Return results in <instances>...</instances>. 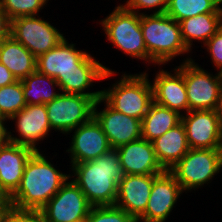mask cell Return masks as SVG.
Listing matches in <instances>:
<instances>
[{
    "instance_id": "e0dca14e",
    "label": "cell",
    "mask_w": 222,
    "mask_h": 222,
    "mask_svg": "<svg viewBox=\"0 0 222 222\" xmlns=\"http://www.w3.org/2000/svg\"><path fill=\"white\" fill-rule=\"evenodd\" d=\"M116 150L125 175H154L166 171L156 157L152 142L143 138L122 145Z\"/></svg>"
},
{
    "instance_id": "f35d334b",
    "label": "cell",
    "mask_w": 222,
    "mask_h": 222,
    "mask_svg": "<svg viewBox=\"0 0 222 222\" xmlns=\"http://www.w3.org/2000/svg\"><path fill=\"white\" fill-rule=\"evenodd\" d=\"M220 149L222 151V120H221V138H220Z\"/></svg>"
},
{
    "instance_id": "484cf974",
    "label": "cell",
    "mask_w": 222,
    "mask_h": 222,
    "mask_svg": "<svg viewBox=\"0 0 222 222\" xmlns=\"http://www.w3.org/2000/svg\"><path fill=\"white\" fill-rule=\"evenodd\" d=\"M221 0H170L166 14L178 23L189 17L205 13H219Z\"/></svg>"
},
{
    "instance_id": "8d00e7d4",
    "label": "cell",
    "mask_w": 222,
    "mask_h": 222,
    "mask_svg": "<svg viewBox=\"0 0 222 222\" xmlns=\"http://www.w3.org/2000/svg\"><path fill=\"white\" fill-rule=\"evenodd\" d=\"M222 0L219 5V29L222 30Z\"/></svg>"
},
{
    "instance_id": "4dcf8cb0",
    "label": "cell",
    "mask_w": 222,
    "mask_h": 222,
    "mask_svg": "<svg viewBox=\"0 0 222 222\" xmlns=\"http://www.w3.org/2000/svg\"><path fill=\"white\" fill-rule=\"evenodd\" d=\"M169 1L170 0H127L123 6L129 11L136 12L137 14H145V12L139 13V10H149L150 8H155L156 11H153V14H164L167 10Z\"/></svg>"
},
{
    "instance_id": "2e32d148",
    "label": "cell",
    "mask_w": 222,
    "mask_h": 222,
    "mask_svg": "<svg viewBox=\"0 0 222 222\" xmlns=\"http://www.w3.org/2000/svg\"><path fill=\"white\" fill-rule=\"evenodd\" d=\"M71 147L66 150L70 153V162L73 164L92 161L112 147L100 124L92 117L88 122L73 129Z\"/></svg>"
},
{
    "instance_id": "d6986e66",
    "label": "cell",
    "mask_w": 222,
    "mask_h": 222,
    "mask_svg": "<svg viewBox=\"0 0 222 222\" xmlns=\"http://www.w3.org/2000/svg\"><path fill=\"white\" fill-rule=\"evenodd\" d=\"M154 175H125L118 183V194L115 205L138 219L148 204Z\"/></svg>"
},
{
    "instance_id": "f546056e",
    "label": "cell",
    "mask_w": 222,
    "mask_h": 222,
    "mask_svg": "<svg viewBox=\"0 0 222 222\" xmlns=\"http://www.w3.org/2000/svg\"><path fill=\"white\" fill-rule=\"evenodd\" d=\"M0 222H44L40 210L19 209L7 203L3 209Z\"/></svg>"
},
{
    "instance_id": "44dd1931",
    "label": "cell",
    "mask_w": 222,
    "mask_h": 222,
    "mask_svg": "<svg viewBox=\"0 0 222 222\" xmlns=\"http://www.w3.org/2000/svg\"><path fill=\"white\" fill-rule=\"evenodd\" d=\"M152 144L159 163L166 171L190 150L182 122L153 140Z\"/></svg>"
},
{
    "instance_id": "30bf717a",
    "label": "cell",
    "mask_w": 222,
    "mask_h": 222,
    "mask_svg": "<svg viewBox=\"0 0 222 222\" xmlns=\"http://www.w3.org/2000/svg\"><path fill=\"white\" fill-rule=\"evenodd\" d=\"M42 17L22 16L10 21V35L36 58L53 49L65 36Z\"/></svg>"
},
{
    "instance_id": "9c48e42d",
    "label": "cell",
    "mask_w": 222,
    "mask_h": 222,
    "mask_svg": "<svg viewBox=\"0 0 222 222\" xmlns=\"http://www.w3.org/2000/svg\"><path fill=\"white\" fill-rule=\"evenodd\" d=\"M95 101L88 96L62 93L45 104L51 129L63 134L88 122L93 117Z\"/></svg>"
},
{
    "instance_id": "8fae6325",
    "label": "cell",
    "mask_w": 222,
    "mask_h": 222,
    "mask_svg": "<svg viewBox=\"0 0 222 222\" xmlns=\"http://www.w3.org/2000/svg\"><path fill=\"white\" fill-rule=\"evenodd\" d=\"M92 205L73 180L40 209L44 222H85Z\"/></svg>"
},
{
    "instance_id": "4316f807",
    "label": "cell",
    "mask_w": 222,
    "mask_h": 222,
    "mask_svg": "<svg viewBox=\"0 0 222 222\" xmlns=\"http://www.w3.org/2000/svg\"><path fill=\"white\" fill-rule=\"evenodd\" d=\"M26 105L21 80L0 87V113L8 121Z\"/></svg>"
},
{
    "instance_id": "f1b7e54d",
    "label": "cell",
    "mask_w": 222,
    "mask_h": 222,
    "mask_svg": "<svg viewBox=\"0 0 222 222\" xmlns=\"http://www.w3.org/2000/svg\"><path fill=\"white\" fill-rule=\"evenodd\" d=\"M134 218L116 205L92 206L85 222H131Z\"/></svg>"
},
{
    "instance_id": "277c9868",
    "label": "cell",
    "mask_w": 222,
    "mask_h": 222,
    "mask_svg": "<svg viewBox=\"0 0 222 222\" xmlns=\"http://www.w3.org/2000/svg\"><path fill=\"white\" fill-rule=\"evenodd\" d=\"M141 29L149 62L163 65L189 53L181 37L180 23L164 14H141Z\"/></svg>"
},
{
    "instance_id": "ac0fdd59",
    "label": "cell",
    "mask_w": 222,
    "mask_h": 222,
    "mask_svg": "<svg viewBox=\"0 0 222 222\" xmlns=\"http://www.w3.org/2000/svg\"><path fill=\"white\" fill-rule=\"evenodd\" d=\"M35 151L8 142L0 146V196L8 199L18 188L26 162Z\"/></svg>"
},
{
    "instance_id": "7402d4cb",
    "label": "cell",
    "mask_w": 222,
    "mask_h": 222,
    "mask_svg": "<svg viewBox=\"0 0 222 222\" xmlns=\"http://www.w3.org/2000/svg\"><path fill=\"white\" fill-rule=\"evenodd\" d=\"M36 57L11 35L0 43V63L5 65L17 80L36 71Z\"/></svg>"
},
{
    "instance_id": "7a4b0ae2",
    "label": "cell",
    "mask_w": 222,
    "mask_h": 222,
    "mask_svg": "<svg viewBox=\"0 0 222 222\" xmlns=\"http://www.w3.org/2000/svg\"><path fill=\"white\" fill-rule=\"evenodd\" d=\"M71 166L74 176L70 178L76 176L72 180L92 206L115 205L118 183L125 176L116 149L111 148L92 161Z\"/></svg>"
},
{
    "instance_id": "e575fe53",
    "label": "cell",
    "mask_w": 222,
    "mask_h": 222,
    "mask_svg": "<svg viewBox=\"0 0 222 222\" xmlns=\"http://www.w3.org/2000/svg\"><path fill=\"white\" fill-rule=\"evenodd\" d=\"M5 121H0V146L9 142V131L5 128Z\"/></svg>"
},
{
    "instance_id": "603a6c76",
    "label": "cell",
    "mask_w": 222,
    "mask_h": 222,
    "mask_svg": "<svg viewBox=\"0 0 222 222\" xmlns=\"http://www.w3.org/2000/svg\"><path fill=\"white\" fill-rule=\"evenodd\" d=\"M178 112L152 102L141 121L142 138L152 142L181 122Z\"/></svg>"
},
{
    "instance_id": "d4e9b609",
    "label": "cell",
    "mask_w": 222,
    "mask_h": 222,
    "mask_svg": "<svg viewBox=\"0 0 222 222\" xmlns=\"http://www.w3.org/2000/svg\"><path fill=\"white\" fill-rule=\"evenodd\" d=\"M21 81L23 94L27 105L46 104L47 102H51L52 100L56 99L61 94V92H55V86L56 88L58 87V90H60L58 82L54 78L42 74L37 70L23 78ZM43 86H52V90L50 88L48 89L47 87L44 88Z\"/></svg>"
},
{
    "instance_id": "ab89813d",
    "label": "cell",
    "mask_w": 222,
    "mask_h": 222,
    "mask_svg": "<svg viewBox=\"0 0 222 222\" xmlns=\"http://www.w3.org/2000/svg\"><path fill=\"white\" fill-rule=\"evenodd\" d=\"M7 204H0V216H1V213L3 211V209L5 208Z\"/></svg>"
},
{
    "instance_id": "ffe728a7",
    "label": "cell",
    "mask_w": 222,
    "mask_h": 222,
    "mask_svg": "<svg viewBox=\"0 0 222 222\" xmlns=\"http://www.w3.org/2000/svg\"><path fill=\"white\" fill-rule=\"evenodd\" d=\"M174 69V74L162 69L155 75L151 83L153 101L183 115L184 110L185 113L189 111L187 90L183 73L178 68Z\"/></svg>"
},
{
    "instance_id": "6da1fadb",
    "label": "cell",
    "mask_w": 222,
    "mask_h": 222,
    "mask_svg": "<svg viewBox=\"0 0 222 222\" xmlns=\"http://www.w3.org/2000/svg\"><path fill=\"white\" fill-rule=\"evenodd\" d=\"M64 38L53 49L36 59V70L54 78L60 92L91 97L95 102L101 98V90L85 92L96 80L114 76V71L98 62L90 53L75 48Z\"/></svg>"
},
{
    "instance_id": "5b68a950",
    "label": "cell",
    "mask_w": 222,
    "mask_h": 222,
    "mask_svg": "<svg viewBox=\"0 0 222 222\" xmlns=\"http://www.w3.org/2000/svg\"><path fill=\"white\" fill-rule=\"evenodd\" d=\"M148 74H123L112 87L101 90V98L115 111L142 121L153 102Z\"/></svg>"
},
{
    "instance_id": "cb8c5ba5",
    "label": "cell",
    "mask_w": 222,
    "mask_h": 222,
    "mask_svg": "<svg viewBox=\"0 0 222 222\" xmlns=\"http://www.w3.org/2000/svg\"><path fill=\"white\" fill-rule=\"evenodd\" d=\"M181 37L191 52L193 40L205 44L219 30V13H205L180 22Z\"/></svg>"
},
{
    "instance_id": "3957f363",
    "label": "cell",
    "mask_w": 222,
    "mask_h": 222,
    "mask_svg": "<svg viewBox=\"0 0 222 222\" xmlns=\"http://www.w3.org/2000/svg\"><path fill=\"white\" fill-rule=\"evenodd\" d=\"M70 175L57 171L45 155L35 151L26 162L20 184L7 203L19 209L40 210Z\"/></svg>"
},
{
    "instance_id": "8992f818",
    "label": "cell",
    "mask_w": 222,
    "mask_h": 222,
    "mask_svg": "<svg viewBox=\"0 0 222 222\" xmlns=\"http://www.w3.org/2000/svg\"><path fill=\"white\" fill-rule=\"evenodd\" d=\"M107 40L123 53L149 63V54L141 29V14L129 11L123 5L115 7L104 20H100Z\"/></svg>"
},
{
    "instance_id": "d590c367",
    "label": "cell",
    "mask_w": 222,
    "mask_h": 222,
    "mask_svg": "<svg viewBox=\"0 0 222 222\" xmlns=\"http://www.w3.org/2000/svg\"><path fill=\"white\" fill-rule=\"evenodd\" d=\"M216 112L219 114V116L222 119V85H221V89H220L219 102H218Z\"/></svg>"
},
{
    "instance_id": "b9f144b4",
    "label": "cell",
    "mask_w": 222,
    "mask_h": 222,
    "mask_svg": "<svg viewBox=\"0 0 222 222\" xmlns=\"http://www.w3.org/2000/svg\"><path fill=\"white\" fill-rule=\"evenodd\" d=\"M131 222H144L143 220H140V219H133Z\"/></svg>"
},
{
    "instance_id": "52a82bcc",
    "label": "cell",
    "mask_w": 222,
    "mask_h": 222,
    "mask_svg": "<svg viewBox=\"0 0 222 222\" xmlns=\"http://www.w3.org/2000/svg\"><path fill=\"white\" fill-rule=\"evenodd\" d=\"M222 170L221 149L190 150L168 170L183 192L196 190L208 184Z\"/></svg>"
},
{
    "instance_id": "836d02e7",
    "label": "cell",
    "mask_w": 222,
    "mask_h": 222,
    "mask_svg": "<svg viewBox=\"0 0 222 222\" xmlns=\"http://www.w3.org/2000/svg\"><path fill=\"white\" fill-rule=\"evenodd\" d=\"M17 81L16 77L10 72V70L0 63V87L12 84Z\"/></svg>"
},
{
    "instance_id": "74e56055",
    "label": "cell",
    "mask_w": 222,
    "mask_h": 222,
    "mask_svg": "<svg viewBox=\"0 0 222 222\" xmlns=\"http://www.w3.org/2000/svg\"><path fill=\"white\" fill-rule=\"evenodd\" d=\"M0 204H7V199L0 196Z\"/></svg>"
},
{
    "instance_id": "83f0119b",
    "label": "cell",
    "mask_w": 222,
    "mask_h": 222,
    "mask_svg": "<svg viewBox=\"0 0 222 222\" xmlns=\"http://www.w3.org/2000/svg\"><path fill=\"white\" fill-rule=\"evenodd\" d=\"M49 0H0V7L9 20L22 16H38Z\"/></svg>"
},
{
    "instance_id": "7c38bea8",
    "label": "cell",
    "mask_w": 222,
    "mask_h": 222,
    "mask_svg": "<svg viewBox=\"0 0 222 222\" xmlns=\"http://www.w3.org/2000/svg\"><path fill=\"white\" fill-rule=\"evenodd\" d=\"M221 117L216 110H190L181 116L193 149H220Z\"/></svg>"
},
{
    "instance_id": "60d3db41",
    "label": "cell",
    "mask_w": 222,
    "mask_h": 222,
    "mask_svg": "<svg viewBox=\"0 0 222 222\" xmlns=\"http://www.w3.org/2000/svg\"><path fill=\"white\" fill-rule=\"evenodd\" d=\"M7 121L8 119L4 118L3 115L0 113V121Z\"/></svg>"
},
{
    "instance_id": "5bb4252c",
    "label": "cell",
    "mask_w": 222,
    "mask_h": 222,
    "mask_svg": "<svg viewBox=\"0 0 222 222\" xmlns=\"http://www.w3.org/2000/svg\"><path fill=\"white\" fill-rule=\"evenodd\" d=\"M9 120H14L17 123L15 126L19 134V138H17L14 137V134L12 136L10 131L9 142L40 151L36 144L41 140L43 141L51 130L45 104L26 105Z\"/></svg>"
},
{
    "instance_id": "ba28073f",
    "label": "cell",
    "mask_w": 222,
    "mask_h": 222,
    "mask_svg": "<svg viewBox=\"0 0 222 222\" xmlns=\"http://www.w3.org/2000/svg\"><path fill=\"white\" fill-rule=\"evenodd\" d=\"M191 58H186L178 69L184 75L190 110H216L222 85V73H208Z\"/></svg>"
},
{
    "instance_id": "4fadbf2b",
    "label": "cell",
    "mask_w": 222,
    "mask_h": 222,
    "mask_svg": "<svg viewBox=\"0 0 222 222\" xmlns=\"http://www.w3.org/2000/svg\"><path fill=\"white\" fill-rule=\"evenodd\" d=\"M102 102L105 108L98 112L97 107ZM93 117L100 124L114 149L142 138L141 120L115 111L102 98L94 104Z\"/></svg>"
},
{
    "instance_id": "9a60e30c",
    "label": "cell",
    "mask_w": 222,
    "mask_h": 222,
    "mask_svg": "<svg viewBox=\"0 0 222 222\" xmlns=\"http://www.w3.org/2000/svg\"><path fill=\"white\" fill-rule=\"evenodd\" d=\"M183 190L175 177L165 171L154 181L145 212L138 218L144 222H166Z\"/></svg>"
},
{
    "instance_id": "1f68e13d",
    "label": "cell",
    "mask_w": 222,
    "mask_h": 222,
    "mask_svg": "<svg viewBox=\"0 0 222 222\" xmlns=\"http://www.w3.org/2000/svg\"><path fill=\"white\" fill-rule=\"evenodd\" d=\"M214 66L222 73V30H218L204 45Z\"/></svg>"
},
{
    "instance_id": "d6a6232c",
    "label": "cell",
    "mask_w": 222,
    "mask_h": 222,
    "mask_svg": "<svg viewBox=\"0 0 222 222\" xmlns=\"http://www.w3.org/2000/svg\"><path fill=\"white\" fill-rule=\"evenodd\" d=\"M10 35V20L0 7V40H4Z\"/></svg>"
}]
</instances>
